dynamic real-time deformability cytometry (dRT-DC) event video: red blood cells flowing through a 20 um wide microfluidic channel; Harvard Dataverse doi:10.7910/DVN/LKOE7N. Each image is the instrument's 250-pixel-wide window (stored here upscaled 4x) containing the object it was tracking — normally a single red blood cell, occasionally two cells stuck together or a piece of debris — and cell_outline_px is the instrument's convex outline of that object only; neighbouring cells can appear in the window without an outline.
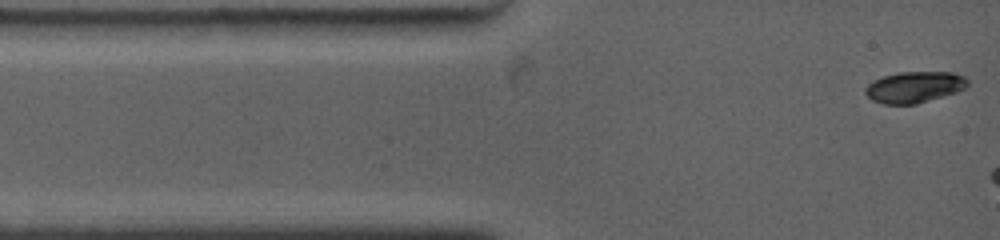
{"species": "common noctule bat (a hibernating species)", "species_latin": "Nyctalus noctula", "temperature_condition": "warm", "stored_images_in_passage": 3, "camera_frame_rate_fps": 4500, "um_per_image_px": 0.085, "animal": {"sex": "female", "body_mass_g": 19.0, "forearm_length_mm": 53.3}, "frame": {"image": 1, "passage_image": 1, "time_ms": 0.0, "image_size_px": [1000, 240], "cell_outline_px": [[968, 84], [964, 88], [956, 92], [916, 104], [884, 104], [872, 100], [864, 92], [864, 88], [872, 80], [884, 76], [900, 72], [952, 72], [964, 76], [968, 80]], "centroid_in_image_um": [77.7, 7.4], "position_along_channel_um": 7.3, "area_um2": 18.55}}